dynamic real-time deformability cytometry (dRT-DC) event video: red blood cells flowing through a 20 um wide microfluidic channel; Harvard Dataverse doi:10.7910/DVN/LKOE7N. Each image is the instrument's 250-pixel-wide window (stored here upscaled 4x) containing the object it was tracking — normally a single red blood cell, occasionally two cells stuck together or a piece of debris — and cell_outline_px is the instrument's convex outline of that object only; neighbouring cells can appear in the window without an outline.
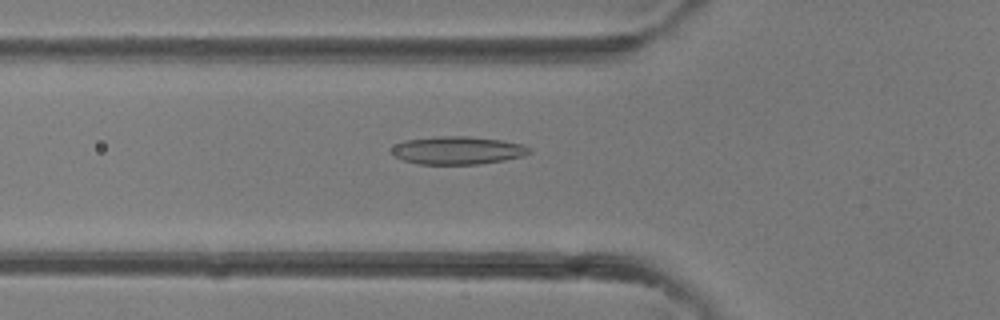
{"species": "common noctule bat (a hibernating species)", "species_latin": "Nyctalus noctula", "temperature_condition": "room temperature", "stored_images_in_passage": 34, "camera_frame_rate_fps": 3000, "um_per_image_px": 0.085, "animal": {"sex": "female"}, "frame": {"image": 1, "passage_image": 7, "time_ms": 2.0, "image_size_px": [1000, 320], "cell_outline_px": [[532, 152], [524, 156], [504, 160], [480, 164], [420, 164], [404, 160], [396, 156], [392, 152], [392, 148], [396, 144], [404, 140], [436, 136], [468, 136], [500, 140], [524, 144], [532, 148]], "centroid_in_image_um": [38.95, 12.77], "position_along_channel_um": 86.8, "area_um2": 22.48}}
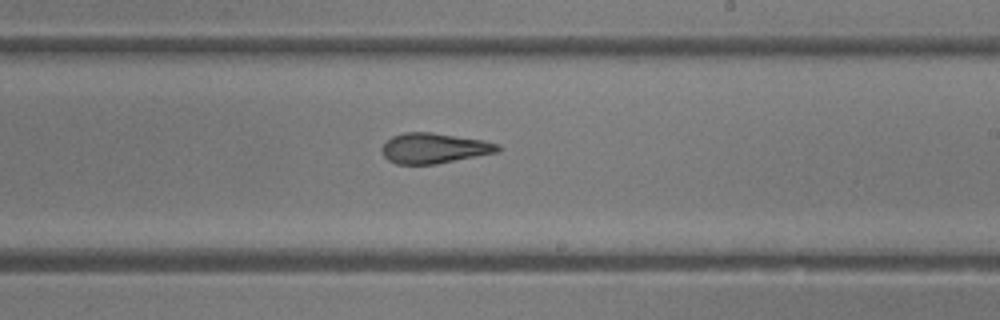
{"frame": {"image": 2, "passage_image": 17, "time_ms": 5.333, "image_size_px": [1000, 320], "cell_outline_px": [[500, 148], [496, 152], [436, 164], [396, 164], [388, 160], [384, 156], [380, 148], [392, 136], [404, 132], [432, 132], [484, 140], [500, 144]], "centroid_in_image_um": [36.87, 12.59], "position_along_channel_um": 252.1, "area_um2": 20.4}}
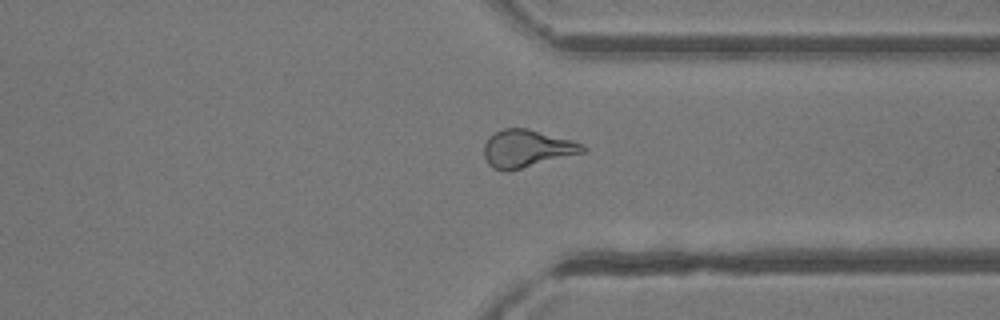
{"frame": {"image": 3, "passage_image": 24, "time_ms": 7.667, "image_size_px": [1000, 320], "cell_outline_px": [[588, 148], [584, 152], [508, 172], [504, 172], [492, 168], [488, 164], [484, 156], [484, 144], [488, 136], [504, 128], [528, 128], [572, 140], [584, 144]], "centroid_in_image_um": [44.76, 12.63], "position_along_channel_um": 366.6, "area_um2": 21.79}}